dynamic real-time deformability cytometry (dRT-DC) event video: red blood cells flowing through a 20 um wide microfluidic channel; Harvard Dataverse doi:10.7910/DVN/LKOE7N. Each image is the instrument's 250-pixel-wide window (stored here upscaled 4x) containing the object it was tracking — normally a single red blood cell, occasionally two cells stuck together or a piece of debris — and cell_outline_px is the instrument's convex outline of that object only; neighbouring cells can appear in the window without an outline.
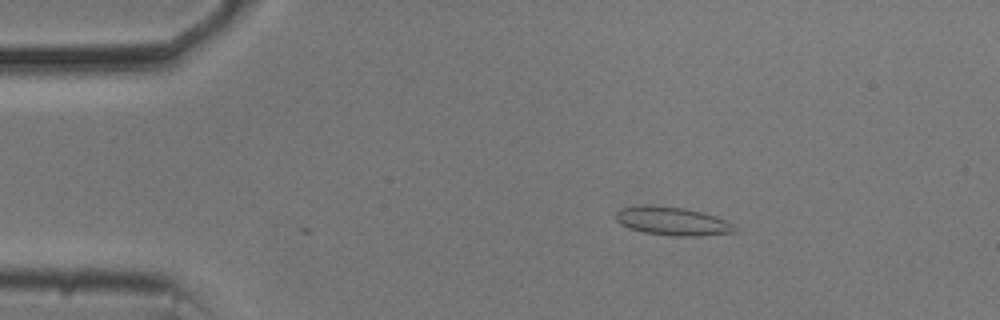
{"species": "common noctule bat (a hibernating species)", "species_latin": "Nyctalus noctula", "temperature_condition": "cold", "stored_images_in_passage": 46, "camera_frame_rate_fps": 3000, "um_per_image_px": 0.085, "animal": {"sex": "male", "body_mass_g": 20.5, "forearm_length_mm": 52.5}, "frame": {"image": 1, "passage_image": 1, "time_ms": 0.0, "image_size_px": [1000, 320], "cell_outline_px": [[736, 232], [700, 236], [672, 236], [644, 232], [628, 228], [620, 224], [616, 220], [616, 212], [620, 208], [684, 208], [716, 216], [732, 224], [736, 228]], "centroid_in_image_um": [57.21, 18.86], "position_along_channel_um": 27.8, "area_um2": 18.79}}
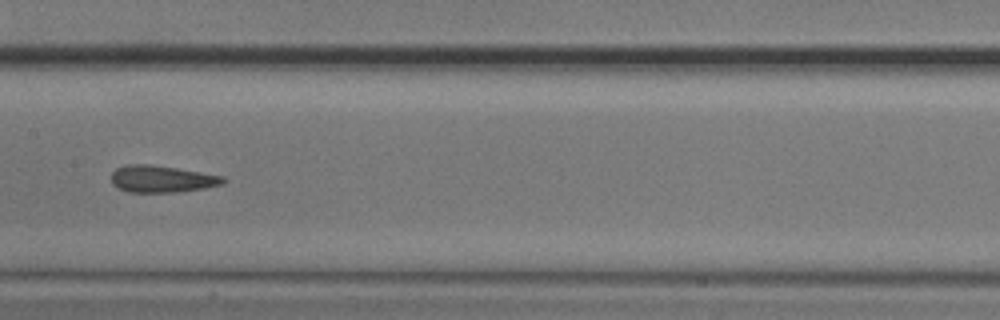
{"frame": {"image": 2, "passage_image": 19, "time_ms": 6.0, "image_size_px": [1000, 320], "cell_outline_px": [[228, 180], [224, 184], [204, 188], [180, 192], [128, 192], [112, 184], [112, 172], [116, 168], [128, 164], [148, 164], [176, 168], [224, 176]], "centroid_in_image_um": [13.79, 15.21], "position_along_channel_um": 193.6, "area_um2": 17.57}}
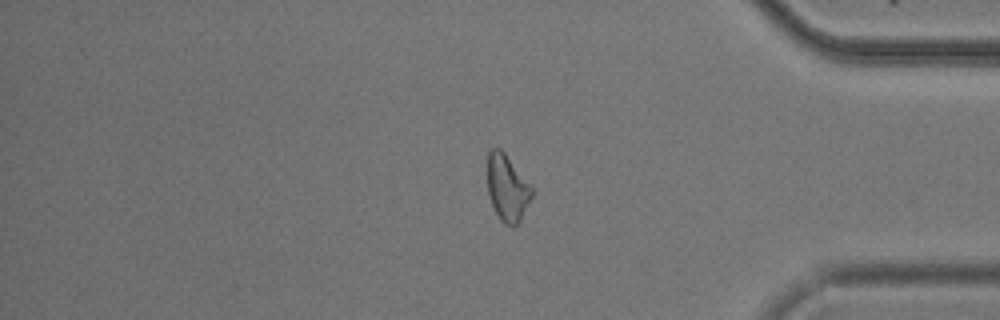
{"frame": {"image": 3, "passage_image": 37, "time_ms": 12.0, "image_size_px": [1000, 320], "cell_outline_px": [[532, 196], [520, 220], [512, 228], [504, 224], [500, 220], [492, 204], [488, 192], [488, 148], [500, 148], [504, 152], [532, 188]], "centroid_in_image_um": [43.09, 15.98], "position_along_channel_um": 392.1, "area_um2": 16.88}, "authors_computed_cell_mechanics": {"area_um2": 17.5712, "velocity_mm_per_s": 3.6969, "shape_relaxation_time_tau1_ms": 6.0293, "shape_relaxation_time_tau2_ms": 3.0673, "deformation_change_tau1": 0.1168, "deformation_change_tau2": 0.0969}}